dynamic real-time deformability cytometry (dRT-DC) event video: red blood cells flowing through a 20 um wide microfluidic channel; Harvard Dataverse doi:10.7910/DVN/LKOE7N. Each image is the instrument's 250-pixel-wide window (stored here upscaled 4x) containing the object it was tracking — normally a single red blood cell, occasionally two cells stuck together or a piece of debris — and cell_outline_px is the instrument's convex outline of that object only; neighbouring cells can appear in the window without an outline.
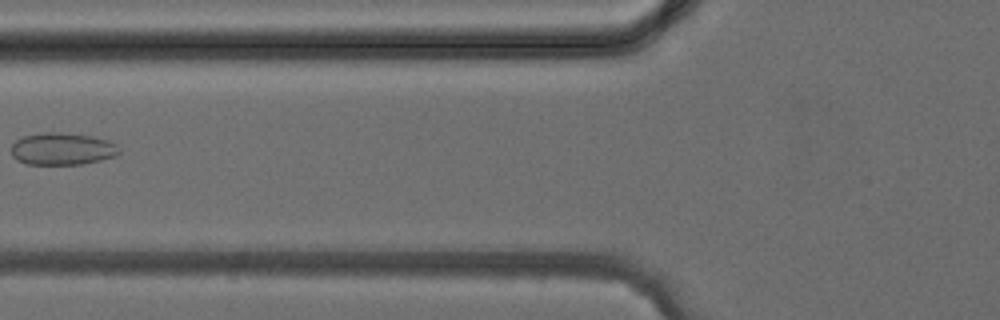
{"species": "common noctule bat (a hibernating species)", "species_latin": "Nyctalus noctula", "temperature_condition": "cold", "stored_images_in_passage": 5, "camera_frame_rate_fps": 3000, "um_per_image_px": 0.085, "animal": {"sex": "female", "body_mass_g": 24.6, "forearm_length_mm": 56.2}, "frame": {"image": 1, "passage_image": 5, "time_ms": 5.0, "image_size_px": [1000, 320], "cell_outline_px": [[120, 152], [116, 156], [100, 160], [80, 164], [28, 164], [16, 160], [12, 156], [12, 144], [16, 140], [24, 136], [48, 132], [60, 132], [92, 136], [108, 140], [116, 144]], "centroid_in_image_um": [5.29, 12.65], "position_along_channel_um": 120.5, "area_um2": 20.17}}